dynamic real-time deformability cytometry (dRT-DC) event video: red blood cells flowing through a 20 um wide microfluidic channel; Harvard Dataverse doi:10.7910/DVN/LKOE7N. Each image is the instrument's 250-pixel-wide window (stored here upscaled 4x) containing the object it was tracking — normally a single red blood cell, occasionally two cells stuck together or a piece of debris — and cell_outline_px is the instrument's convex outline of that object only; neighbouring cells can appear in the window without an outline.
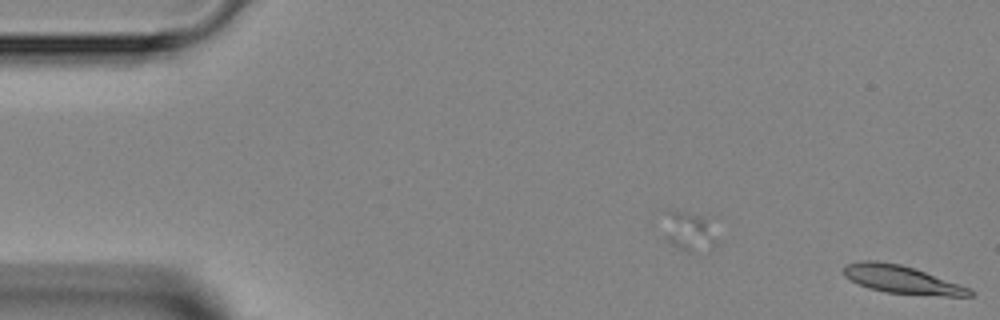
{"species": "Egyptian fruit bat (a non-hibernating species)", "species_latin": "Rousettus aegyptiacus", "temperature_condition": "room temperature", "stored_images_in_passage": 2, "camera_frame_rate_fps": 3000, "um_per_image_px": 0.085, "animal": {"sex": "female"}, "frame": {"image": 1, "passage_image": 2, "time_ms": 1.333, "image_size_px": [1000, 320], "cell_outline_px": [[972, 296], [944, 296], [884, 292], [868, 288], [844, 276], [844, 264], [864, 260], [876, 260], [900, 264], [972, 288]], "centroid_in_image_um": [76.64, 23.76], "position_along_channel_um": 8.4, "area_um2": 20.35}}